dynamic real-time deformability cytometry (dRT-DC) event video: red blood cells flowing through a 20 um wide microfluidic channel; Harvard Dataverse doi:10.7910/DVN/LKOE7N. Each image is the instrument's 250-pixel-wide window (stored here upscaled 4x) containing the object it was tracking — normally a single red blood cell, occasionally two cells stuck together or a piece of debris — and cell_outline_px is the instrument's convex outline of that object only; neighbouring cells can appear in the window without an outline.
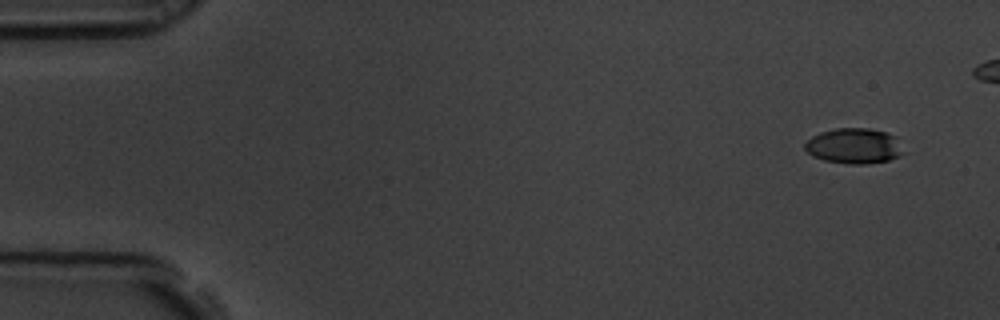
{"species": "common noctule bat (a hibernating species)", "species_latin": "Nyctalus noctula", "temperature_condition": "room temperature", "stored_images_in_passage": 3, "camera_frame_rate_fps": 3000, "um_per_image_px": 0.085, "animal": {"sex": "male", "body_mass_g": 19.5, "forearm_length_mm": 54.6}, "frame": {"image": 1, "passage_image": 1, "time_ms": 0.0, "image_size_px": [1000, 320], "cell_outline_px": [[900, 152], [896, 156], [888, 160], [864, 164], [848, 164], [824, 160], [812, 156], [804, 148], [804, 144], [812, 136], [820, 132], [836, 128], [868, 128], [888, 132], [896, 136]], "centroid_in_image_um": [72.52, 12.39], "position_along_channel_um": 12.5, "area_um2": 20.06}}